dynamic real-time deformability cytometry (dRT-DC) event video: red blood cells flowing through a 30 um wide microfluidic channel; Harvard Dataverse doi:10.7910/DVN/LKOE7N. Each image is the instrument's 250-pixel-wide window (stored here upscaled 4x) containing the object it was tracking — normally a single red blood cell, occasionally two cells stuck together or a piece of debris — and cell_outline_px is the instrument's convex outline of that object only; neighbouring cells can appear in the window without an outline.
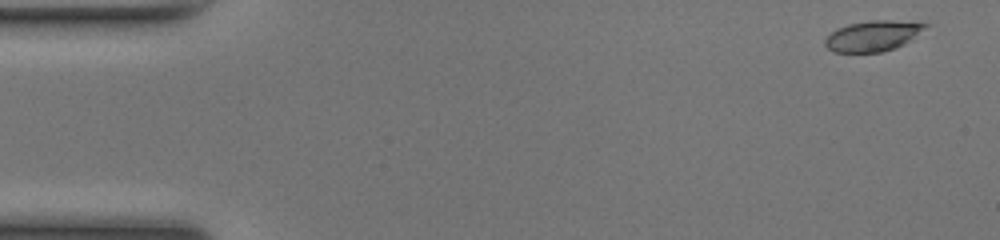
{"species": "common noctule bat (a hibernating species)", "species_latin": "Nyctalus noctula", "temperature_condition": "room temperature", "stored_images_in_passage": 13, "camera_frame_rate_fps": 3000, "um_per_image_px": 0.085, "animal": {"sex": "female", "body_mass_g": 17.0, "forearm_length_mm": 48.0}, "frame": {"image": 1, "passage_image": 2, "time_ms": 0.333, "image_size_px": [1000, 240], "cell_outline_px": [[928, 24], [924, 28], [904, 44], [880, 52], [836, 52], [828, 48], [824, 44], [824, 40], [836, 28], [848, 24], [872, 20], [888, 20]], "centroid_in_image_um": [74.12, 3.05], "position_along_channel_um": 10.9, "area_um2": 17.34}}
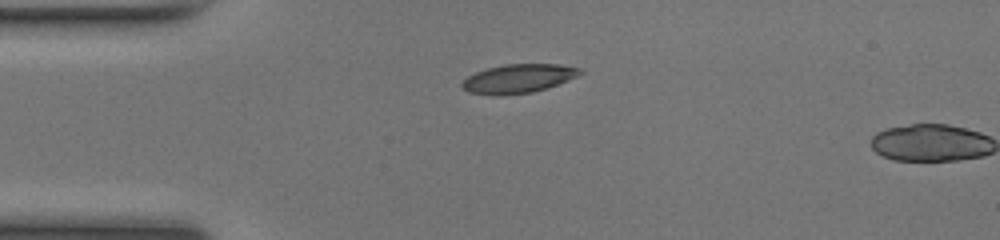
{"frame": {"image": 2, "passage_image": 12, "time_ms": 3.667, "image_size_px": [1000, 240], "cell_outline_px": [[584, 72], [576, 76], [556, 84], [532, 92], [500, 96], [496, 96], [468, 92], [460, 84], [468, 76], [476, 72], [488, 68], [504, 64], [556, 64], [580, 68]], "centroid_in_image_um": [44.01, 6.68], "position_along_channel_um": 41.0, "area_um2": 19.59}}